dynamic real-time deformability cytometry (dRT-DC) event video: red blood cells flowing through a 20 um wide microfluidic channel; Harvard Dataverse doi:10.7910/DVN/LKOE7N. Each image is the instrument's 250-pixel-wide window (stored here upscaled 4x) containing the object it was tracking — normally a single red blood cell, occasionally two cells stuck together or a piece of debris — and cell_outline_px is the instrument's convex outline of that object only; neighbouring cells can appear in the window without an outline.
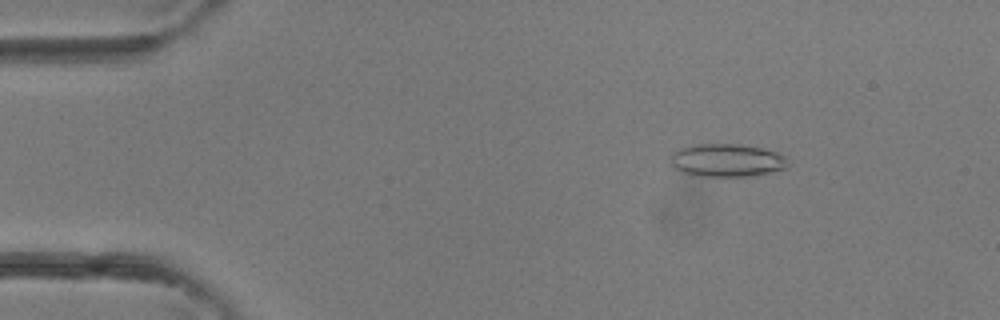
{"species": "common noctule bat (a hibernating species)", "species_latin": "Nyctalus noctula", "temperature_condition": "room temperature", "stored_images_in_passage": 4, "camera_frame_rate_fps": 3000, "um_per_image_px": 0.085, "animal": {"sex": "female"}, "frame": {"image": 1, "passage_image": 2, "time_ms": 0.333, "image_size_px": [1000, 320], "cell_outline_px": [[784, 168], [752, 176], [696, 176], [680, 172], [672, 168], [672, 152], [680, 148], [696, 144], [740, 144], [764, 148], [776, 152], [784, 156]], "centroid_in_image_um": [61.7, 13.62], "position_along_channel_um": 23.3, "area_um2": 22.37}}